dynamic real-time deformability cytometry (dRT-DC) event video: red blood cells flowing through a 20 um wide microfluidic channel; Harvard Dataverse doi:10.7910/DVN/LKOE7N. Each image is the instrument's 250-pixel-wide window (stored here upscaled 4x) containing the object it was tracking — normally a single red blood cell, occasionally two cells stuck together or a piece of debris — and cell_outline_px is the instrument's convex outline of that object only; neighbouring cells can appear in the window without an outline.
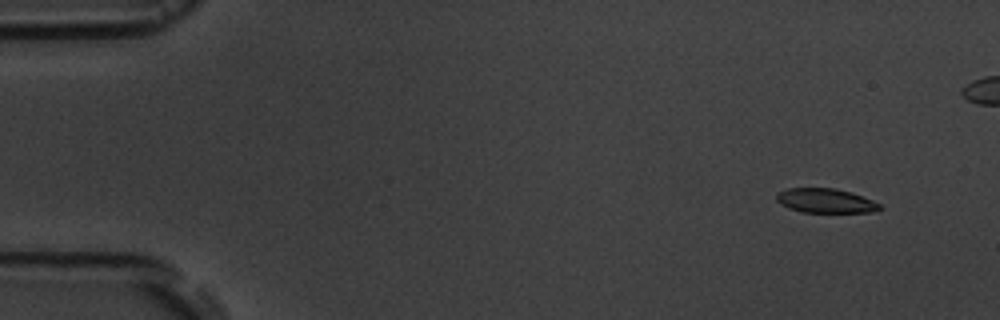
{"species": "common noctule bat (a hibernating species)", "species_latin": "Nyctalus noctula", "temperature_condition": "room temperature", "stored_images_in_passage": 10, "camera_frame_rate_fps": 3000, "um_per_image_px": 0.085, "animal": {"sex": "male", "body_mass_g": 19.5, "forearm_length_mm": 54.6}, "frame": {"image": 1, "passage_image": 1, "time_ms": 0.0, "image_size_px": [1000, 320], "cell_outline_px": [[884, 208], [872, 212], [800, 212], [788, 208], [780, 204], [776, 200], [776, 192], [788, 188], [836, 188], [852, 192], [872, 200], [880, 204]], "centroid_in_image_um": [70.15, 17.06], "position_along_channel_um": 14.8, "area_um2": 14.85}}
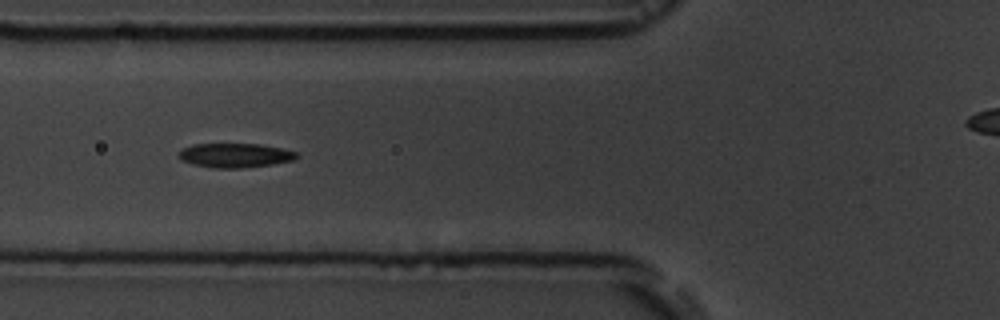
{"frame": {"image": 2, "passage_image": 6, "time_ms": 5.667, "image_size_px": [1000, 320], "cell_outline_px": [[300, 156], [292, 160], [272, 164], [240, 168], [212, 168], [192, 164], [180, 160], [176, 156], [184, 148], [192, 144], [260, 144], [280, 148], [296, 152]], "centroid_in_image_um": [19.94, 13.21], "position_along_channel_um": 105.9, "area_um2": 16.65}}
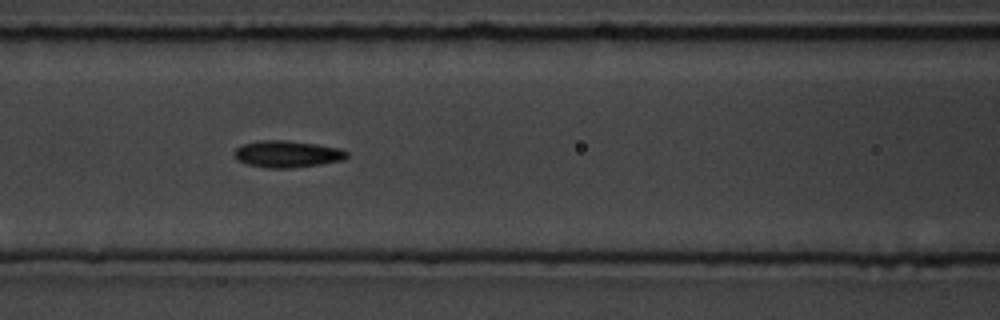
{"frame": {"image": 3, "passage_image": 7, "time_ms": 6.667, "image_size_px": [1000, 320], "cell_outline_px": [[348, 156], [344, 160], [320, 164], [292, 168], [268, 168], [248, 164], [240, 160], [232, 152], [236, 148], [244, 144], [256, 140], [288, 140], [316, 144], [340, 148], [348, 152]], "centroid_in_image_um": [24.44, 13.08], "position_along_channel_um": 142.2, "area_um2": 17.57}}